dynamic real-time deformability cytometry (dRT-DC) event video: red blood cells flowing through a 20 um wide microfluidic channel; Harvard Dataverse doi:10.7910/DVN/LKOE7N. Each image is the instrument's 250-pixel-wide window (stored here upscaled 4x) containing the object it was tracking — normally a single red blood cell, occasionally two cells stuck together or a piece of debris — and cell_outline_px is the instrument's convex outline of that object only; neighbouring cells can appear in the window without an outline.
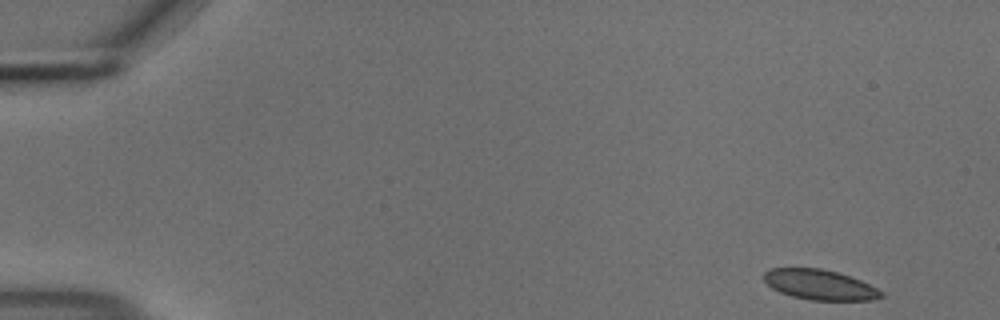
{"species": "common noctule bat (a hibernating species)", "species_latin": "Nyctalus noctula", "temperature_condition": "cold", "stored_images_in_passage": 52, "camera_frame_rate_fps": 3000, "um_per_image_px": 0.085, "animal": {"sex": "male", "body_mass_g": 18.8}, "frame": {"image": 1, "passage_image": 1, "time_ms": 0.0, "image_size_px": [1000, 320], "cell_outline_px": [[884, 296], [872, 300], [812, 300], [792, 296], [780, 292], [772, 288], [764, 280], [764, 272], [772, 268], [820, 268], [836, 272], [860, 280], [884, 292]], "centroid_in_image_um": [69.68, 24.2], "position_along_channel_um": 15.3, "area_um2": 20.4}}
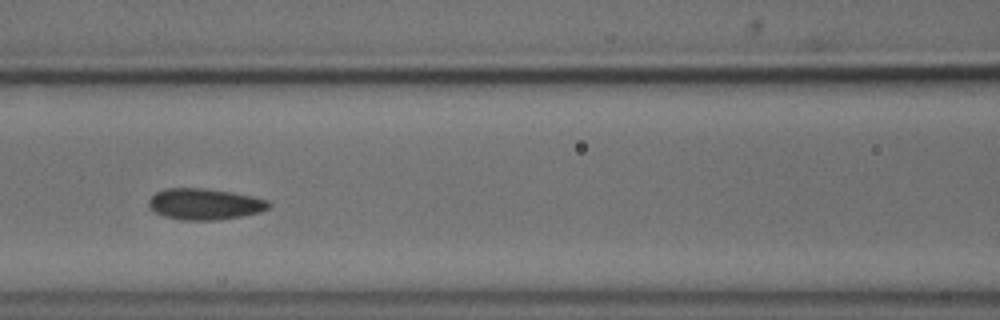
{"frame": {"image": 2, "passage_image": 22, "time_ms": 7.0, "image_size_px": [1000, 320], "cell_outline_px": [[272, 204], [268, 208], [260, 212], [240, 216], [216, 220], [180, 220], [164, 216], [152, 212], [148, 208], [148, 200], [156, 192], [164, 188], [204, 188], [232, 192], [252, 196], [268, 200]], "centroid_in_image_um": [17.35, 17.34], "position_along_channel_um": 149.2, "area_um2": 22.02}}
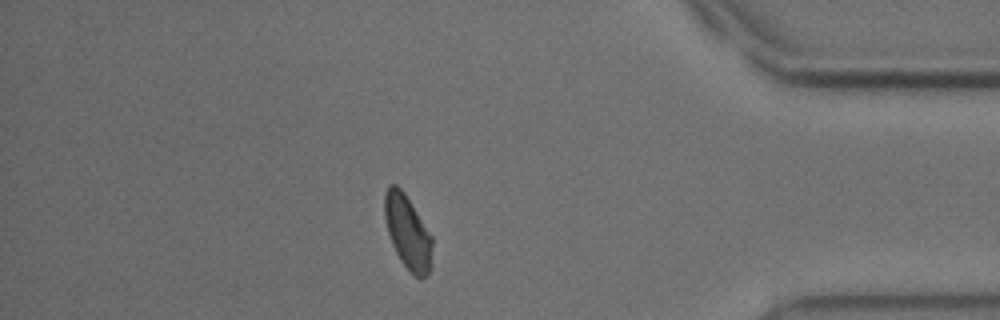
{"frame": {"image": 3, "passage_image": 45, "time_ms": 14.667, "image_size_px": [1000, 320], "cell_outline_px": [[432, 268], [428, 276], [416, 276], [400, 260], [392, 244], [388, 232], [384, 216], [384, 192], [388, 184], [396, 184], [404, 192], [432, 236]], "centroid_in_image_um": [34.65, 19.71], "position_along_channel_um": 400.5, "area_um2": 20.46}, "authors_computed_cell_mechanics": {"area_um2": 21.2704, "velocity_mm_per_s": 3.6801, "shape_relaxation_time_tau1_ms": 7.527, "shape_relaxation_time_tau2_ms": 2.1855, "deformation_change_tau1": 0.1071, "deformation_change_tau2": 0.0477}}